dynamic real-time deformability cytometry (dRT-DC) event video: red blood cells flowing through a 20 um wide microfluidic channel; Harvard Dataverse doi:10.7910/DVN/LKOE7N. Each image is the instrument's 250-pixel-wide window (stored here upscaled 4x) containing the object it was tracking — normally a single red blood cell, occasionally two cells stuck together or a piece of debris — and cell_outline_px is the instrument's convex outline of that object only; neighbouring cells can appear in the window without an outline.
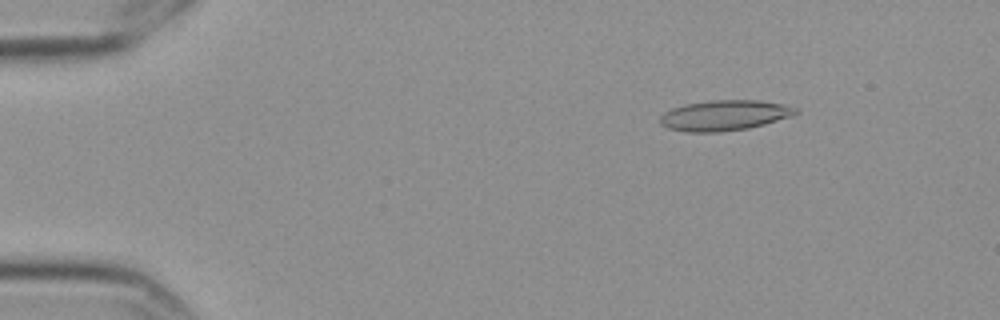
{"species": "Egyptian fruit bat (a non-hibernating species)", "species_latin": "Rousettus aegyptiacus", "temperature_condition": "cold", "stored_images_in_passage": 6, "camera_frame_rate_fps": 3000, "um_per_image_px": 0.085, "frame": {"image": 1, "passage_image": 1, "time_ms": 0.0, "image_size_px": [1000, 320], "cell_outline_px": [[800, 112], [792, 116], [764, 124], [748, 128], [720, 132], [688, 132], [668, 128], [660, 124], [660, 116], [664, 112], [672, 108], [684, 104], [712, 100], [760, 100], [784, 104], [800, 108]], "centroid_in_image_um": [61.61, 9.8], "position_along_channel_um": 23.4, "area_um2": 24.22}}
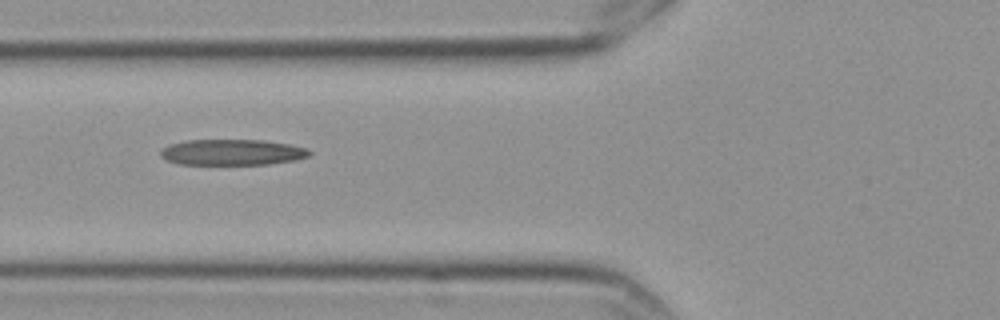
{"frame": {"image": 2, "passage_image": 5, "time_ms": 1.333, "image_size_px": [1000, 320], "cell_outline_px": [[312, 152], [308, 156], [296, 160], [268, 164], [180, 164], [168, 160], [160, 156], [160, 152], [168, 144], [188, 140], [264, 140], [288, 144], [308, 148]], "centroid_in_image_um": [19.75, 12.94], "position_along_channel_um": 106.0, "area_um2": 22.37}}
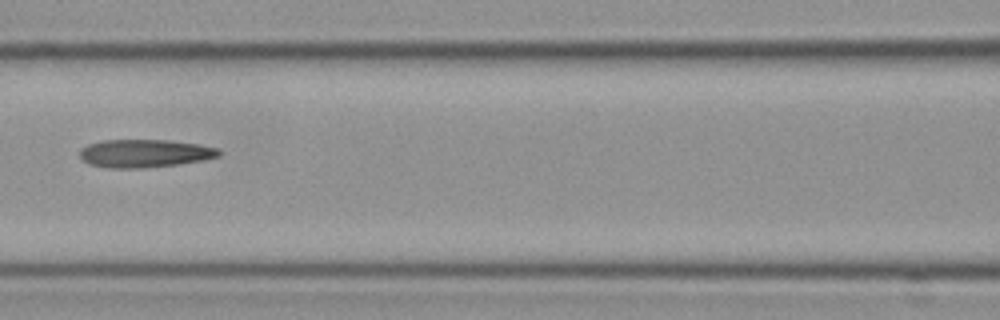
{"frame": {"image": 3, "passage_image": 6, "time_ms": 1.667, "image_size_px": [1000, 320], "cell_outline_px": [[220, 156], [204, 160], [176, 164], [144, 168], [108, 168], [88, 164], [80, 156], [80, 148], [88, 144], [100, 140], [168, 140], [200, 144], [220, 148]], "centroid_in_image_um": [12.3, 13.03], "position_along_channel_um": 154.3, "area_um2": 22.89}}